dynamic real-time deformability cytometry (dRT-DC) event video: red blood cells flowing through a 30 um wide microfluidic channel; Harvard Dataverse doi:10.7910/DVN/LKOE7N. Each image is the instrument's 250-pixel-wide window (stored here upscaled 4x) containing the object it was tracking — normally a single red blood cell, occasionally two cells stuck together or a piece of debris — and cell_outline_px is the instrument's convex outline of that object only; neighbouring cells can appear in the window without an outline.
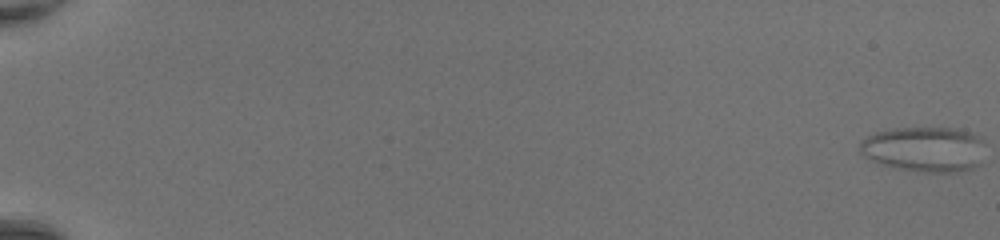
{"species": "common noctule bat (a hibernating species)", "species_latin": "Nyctalus noctula", "temperature_condition": "room temperature", "stored_images_in_passage": 50, "camera_frame_rate_fps": 3000, "um_per_image_px": 0.085, "animal": {"sex": "female", "body_mass_g": 20.0, "forearm_length_mm": 54.0}, "frame": {"image": 1, "passage_image": 1, "time_ms": 0.0, "image_size_px": [1000, 240], "cell_outline_px": [[984, 144], [980, 164], [972, 168], [956, 172], [920, 172], [896, 168], [880, 164], [864, 156], [860, 152], [860, 140], [876, 132], [896, 128], [956, 128], [972, 132], [980, 136], [984, 140]], "centroid_in_image_um": [78.59, 12.68], "position_along_channel_um": 6.4, "area_um2": 33.29}}
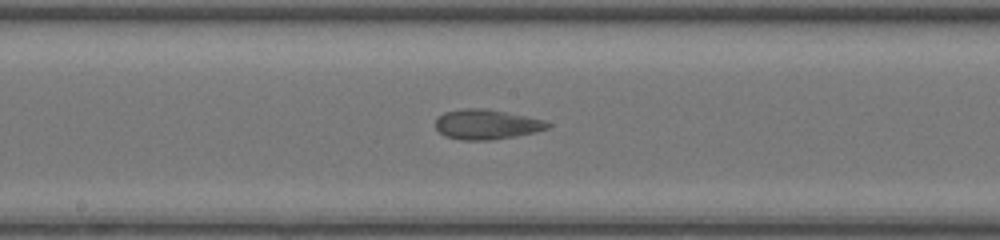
{"frame": {"image": 2, "passage_image": 30, "time_ms": 9.667, "image_size_px": [1000, 240], "cell_outline_px": [[552, 124], [548, 128], [536, 132], [516, 136], [492, 140], [460, 140], [444, 136], [436, 128], [436, 116], [444, 112], [464, 108], [488, 108], [544, 120]], "centroid_in_image_um": [41.34, 10.57], "position_along_channel_um": 206.9, "area_um2": 19.77}}
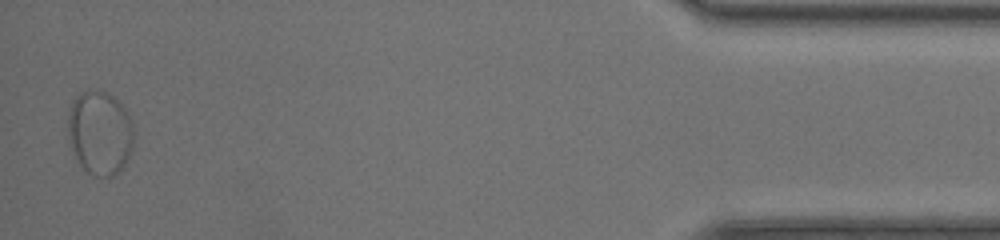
{"frame": {"image": 3, "passage_image": 50, "time_ms": 16.333, "image_size_px": [1000, 240], "cell_outline_px": [[132, 152], [124, 164], [112, 176], [92, 176], [80, 164], [72, 148], [68, 136], [68, 116], [72, 100], [80, 92], [88, 88], [100, 88], [108, 92], [120, 100], [132, 120]], "centroid_in_image_um": [8.49, 11.2], "position_along_channel_um": 426.7, "area_um2": 32.6}, "authors_computed_cell_mechanics": {"area_um2": 24.5361, "velocity_mm_per_s": 4.3736, "shape_relaxation_time_tau1_ms": null, "shape_relaxation_time_tau2_ms": 1.1824, "deformation_change_tau1": null, "deformation_change_tau2": 0.0726}}